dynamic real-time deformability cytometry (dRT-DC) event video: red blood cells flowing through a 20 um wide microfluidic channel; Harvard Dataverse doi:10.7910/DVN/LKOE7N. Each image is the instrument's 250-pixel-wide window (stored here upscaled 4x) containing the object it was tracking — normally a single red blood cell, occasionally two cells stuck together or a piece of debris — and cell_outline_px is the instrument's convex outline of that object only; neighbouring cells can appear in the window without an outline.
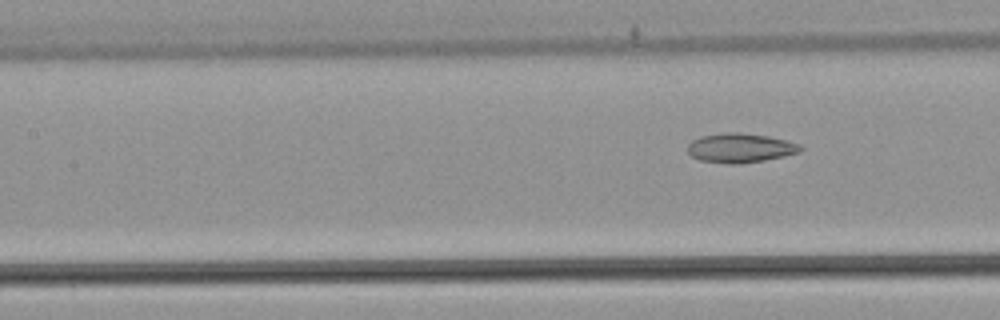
{"species": "common noctule bat (a hibernating species)", "species_latin": "Nyctalus noctula", "temperature_condition": "warm", "stored_images_in_passage": 8, "camera_frame_rate_fps": 3000, "um_per_image_px": 0.085, "animal": {"sex": "male", "body_mass_g": 21.5, "forearm_length_mm": 52.0}, "frame": {"image": 1, "passage_image": 8, "time_ms": 2.333, "image_size_px": [1000, 320], "cell_outline_px": [[804, 148], [800, 152], [784, 156], [764, 160], [740, 164], [728, 164], [700, 160], [692, 156], [688, 152], [688, 144], [692, 140], [700, 136], [724, 132], [736, 132], [768, 136], [800, 144]], "centroid_in_image_um": [62.91, 12.57], "position_along_channel_um": 144.5, "area_um2": 19.31}}